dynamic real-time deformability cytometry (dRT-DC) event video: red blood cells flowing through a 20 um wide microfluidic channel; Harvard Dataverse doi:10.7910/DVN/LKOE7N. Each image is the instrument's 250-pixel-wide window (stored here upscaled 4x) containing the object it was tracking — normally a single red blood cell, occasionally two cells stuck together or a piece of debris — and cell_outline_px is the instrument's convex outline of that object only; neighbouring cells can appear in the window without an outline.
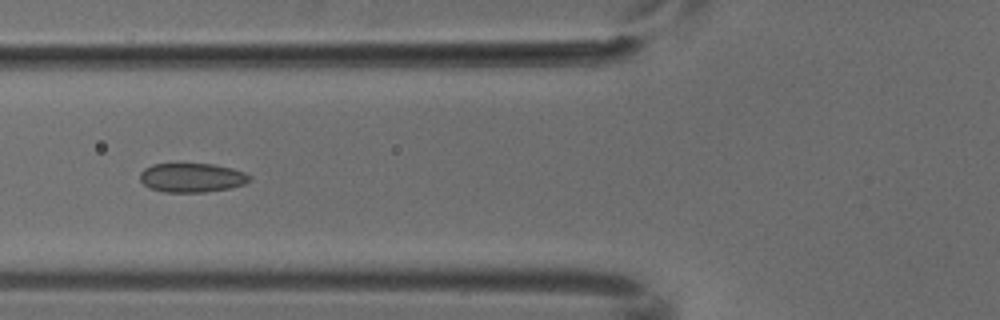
{"species": "common noctule bat (a hibernating species)", "species_latin": "Nyctalus noctula", "temperature_condition": "cold", "stored_images_in_passage": 5, "camera_frame_rate_fps": 3000, "um_per_image_px": 0.085, "animal": {"sex": "male", "body_mass_g": 18.8}, "frame": {"image": 1, "passage_image": 5, "time_ms": 1.333, "image_size_px": [1000, 320], "cell_outline_px": [[252, 180], [244, 184], [232, 188], [204, 192], [164, 192], [152, 188], [144, 184], [140, 180], [140, 172], [144, 168], [152, 164], [212, 164], [232, 168], [244, 172], [252, 176]], "centroid_in_image_um": [16.34, 15.1], "position_along_channel_um": 109.5, "area_um2": 18.67}}